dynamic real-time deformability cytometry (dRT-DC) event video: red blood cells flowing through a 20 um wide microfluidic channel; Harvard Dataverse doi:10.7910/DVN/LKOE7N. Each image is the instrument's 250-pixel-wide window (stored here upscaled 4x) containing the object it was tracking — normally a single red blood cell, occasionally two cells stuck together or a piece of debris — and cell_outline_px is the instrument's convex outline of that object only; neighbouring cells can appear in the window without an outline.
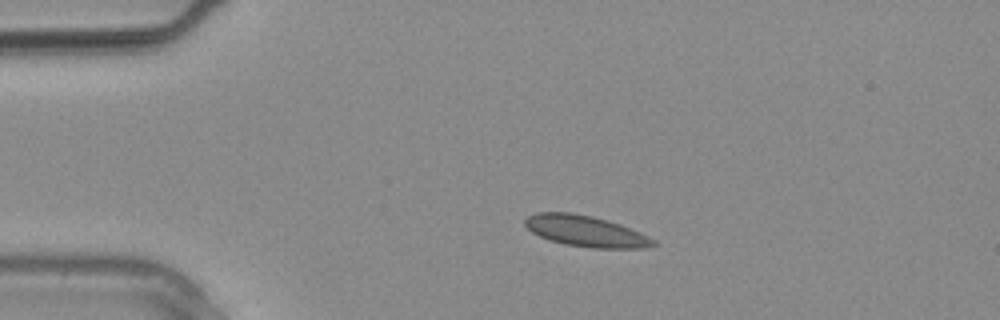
{"species": "common noctule bat (a hibernating species)", "species_latin": "Nyctalus noctula", "temperature_condition": "warm", "stored_images_in_passage": 1, "camera_frame_rate_fps": 3000, "um_per_image_px": 0.085, "animal": {"sex": "male", "body_mass_g": 20.4}, "frame": {"image": 1, "passage_image": 1, "time_ms": 0.0, "image_size_px": [1000, 320], "cell_outline_px": [[656, 244], [644, 248], [592, 248], [564, 244], [540, 236], [532, 232], [524, 224], [524, 220], [528, 216], [536, 212], [572, 212], [592, 216], [620, 224], [640, 232], [656, 240]], "centroid_in_image_um": [49.78, 19.64], "position_along_channel_um": 35.2, "area_um2": 23.12}}